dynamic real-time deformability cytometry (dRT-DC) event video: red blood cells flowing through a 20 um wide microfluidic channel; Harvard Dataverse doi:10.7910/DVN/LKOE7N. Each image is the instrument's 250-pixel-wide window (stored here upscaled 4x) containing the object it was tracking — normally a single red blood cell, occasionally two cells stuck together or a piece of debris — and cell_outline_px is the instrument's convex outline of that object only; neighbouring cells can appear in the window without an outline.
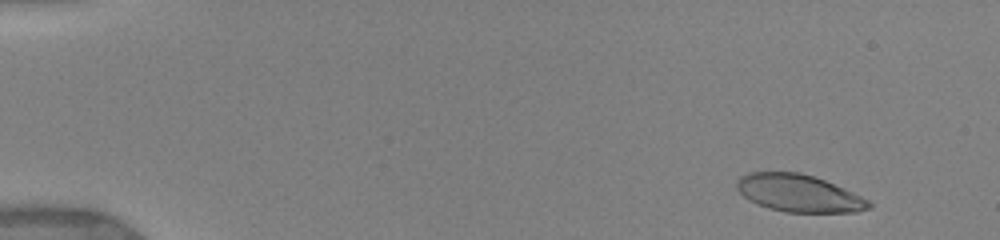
{"species": "human", "species_latin": "Homo sapiens", "temperature_condition": "warm", "stored_images_in_passage": 90, "camera_frame_rate_fps": 3000, "um_per_image_px": 0.085, "donor": {"sex": "female"}, "frame": {"image": 1, "passage_image": 7, "time_ms": 1.333, "image_size_px": [1000, 240], "cell_outline_px": [[872, 208], [856, 212], [784, 212], [768, 208], [756, 204], [748, 200], [736, 188], [736, 184], [740, 176], [748, 172], [800, 172], [824, 180], [844, 188], [868, 200], [872, 204]], "centroid_in_image_um": [67.88, 16.43], "position_along_channel_um": 17.1, "area_um2": 28.73}}
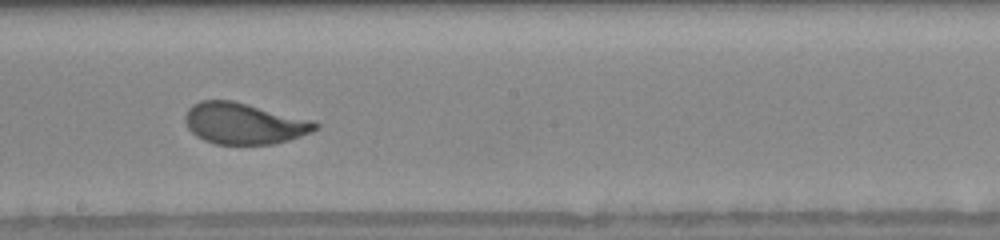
{"frame": {"image": 2, "passage_image": 42, "time_ms": 10.0, "image_size_px": [1000, 240], "cell_outline_px": [[320, 128], [312, 132], [288, 140], [272, 144], [216, 144], [204, 140], [196, 136], [188, 128], [184, 120], [184, 116], [188, 108], [192, 104], [200, 100], [232, 100], [312, 120], [320, 124]], "centroid_in_image_um": [20.72, 10.49], "position_along_channel_um": 227.5, "area_um2": 31.33}}
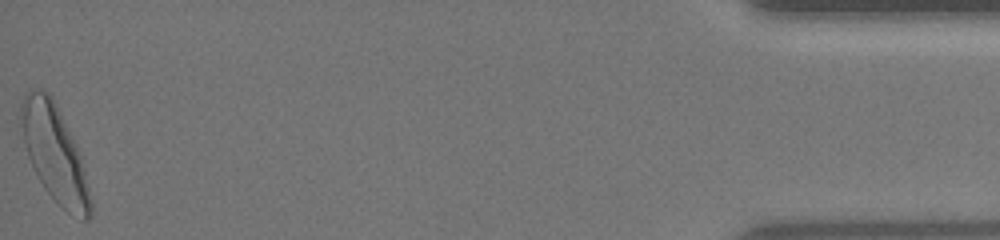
{"frame": {"image": 3, "passage_image": 89, "time_ms": 17.333, "image_size_px": [1000, 240], "cell_outline_px": [[92, 216], [88, 220], [84, 220], [60, 208], [44, 188], [28, 156], [20, 124], [20, 104], [24, 92], [28, 88], [40, 88], [48, 92], [52, 96], [80, 152], [92, 204]], "centroid_in_image_um": [4.63, 13.01], "position_along_channel_um": 430.6, "area_um2": 39.13}, "authors_computed_cell_mechanics": {"area_um2": 31.6744, "velocity_mm_per_s": 3.8946, "shape_relaxation_time_tau1_ms": 2.5604, "shape_relaxation_time_tau2_ms": null, "deformation_change_tau1": 0.1692, "deformation_change_tau2": null}}